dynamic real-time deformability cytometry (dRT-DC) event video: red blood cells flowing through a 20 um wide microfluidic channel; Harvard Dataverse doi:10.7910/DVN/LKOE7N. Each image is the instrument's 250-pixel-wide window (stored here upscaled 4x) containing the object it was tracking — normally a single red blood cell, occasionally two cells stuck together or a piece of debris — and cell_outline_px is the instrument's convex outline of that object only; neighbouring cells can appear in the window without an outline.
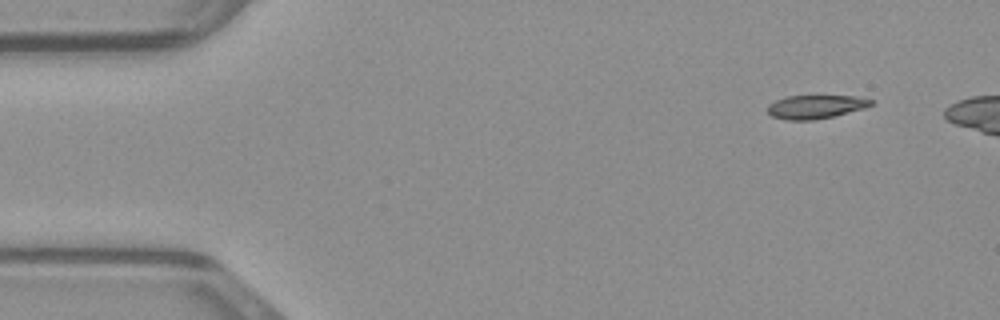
{"species": "common noctule bat (a hibernating species)", "species_latin": "Nyctalus noctula", "temperature_condition": "warm", "stored_images_in_passage": 39, "camera_frame_rate_fps": 3000, "um_per_image_px": 0.085, "animal": {"sex": "male", "body_mass_g": 23.1, "forearm_length_mm": 52.7}, "frame": {"image": 1, "passage_image": 1, "time_ms": 0.0, "image_size_px": [1000, 320], "cell_outline_px": [[872, 104], [864, 108], [832, 116], [812, 120], [788, 120], [772, 116], [764, 108], [768, 104], [784, 96], [856, 96], [872, 100]], "centroid_in_image_um": [69.25, 9.07], "position_along_channel_um": 15.7, "area_um2": 14.1}}
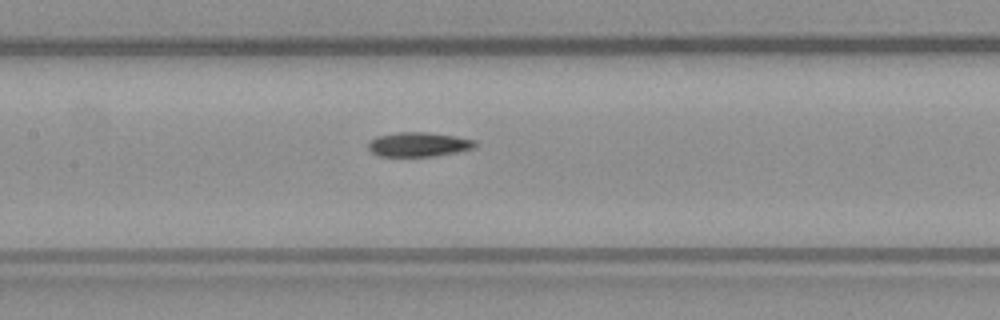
{"frame": {"image": 2, "passage_image": 19, "time_ms": 6.0, "image_size_px": [1000, 320], "cell_outline_px": [[476, 148], [436, 156], [380, 156], [372, 152], [368, 148], [368, 144], [376, 136], [396, 132], [428, 132], [456, 136], [476, 140]], "centroid_in_image_um": [35.61, 12.27], "position_along_channel_um": 171.8, "area_um2": 15.26}}
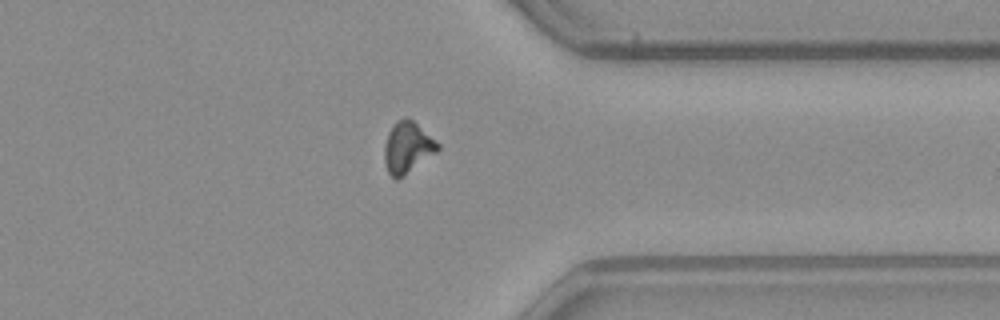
{"frame": {"image": 3, "passage_image": 34, "time_ms": 11.0, "image_size_px": [1000, 320], "cell_outline_px": [[440, 148], [436, 152], [396, 180], [388, 172], [384, 160], [384, 144], [388, 132], [396, 120], [408, 116], [440, 144]], "centroid_in_image_um": [34.61, 12.49], "position_along_channel_um": 376.8, "area_um2": 15.72}}